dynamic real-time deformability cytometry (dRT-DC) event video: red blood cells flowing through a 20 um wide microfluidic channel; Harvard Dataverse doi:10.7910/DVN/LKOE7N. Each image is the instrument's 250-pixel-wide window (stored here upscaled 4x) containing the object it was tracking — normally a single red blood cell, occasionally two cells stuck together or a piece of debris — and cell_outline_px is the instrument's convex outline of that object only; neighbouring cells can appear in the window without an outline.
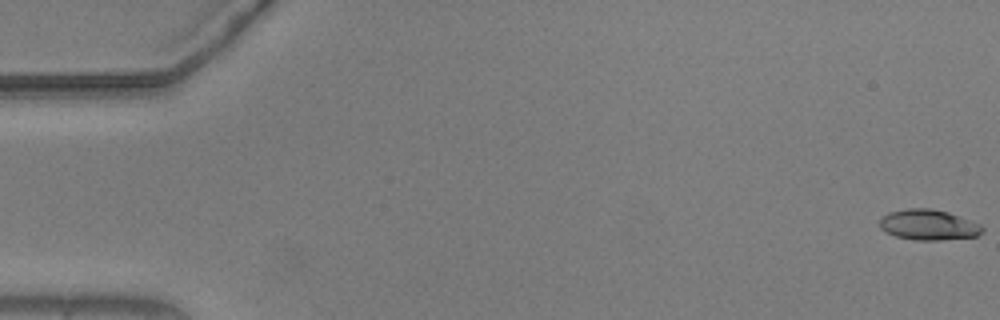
{"species": "common noctule bat (a hibernating species)", "species_latin": "Nyctalus noctula", "temperature_condition": "warm", "stored_images_in_passage": 56, "camera_frame_rate_fps": 3000, "um_per_image_px": 0.085, "animal": {"sex": "male", "body_mass_g": 20.5, "forearm_length_mm": 52.5}, "frame": {"image": 1, "passage_image": 1, "time_ms": 0.0, "image_size_px": [1000, 320], "cell_outline_px": [[984, 232], [976, 236], [940, 240], [916, 240], [896, 236], [884, 232], [880, 228], [880, 220], [888, 212], [908, 208], [932, 208], [948, 212], [980, 224], [984, 228]], "centroid_in_image_um": [78.92, 19.11], "position_along_channel_um": 6.1, "area_um2": 18.26}}
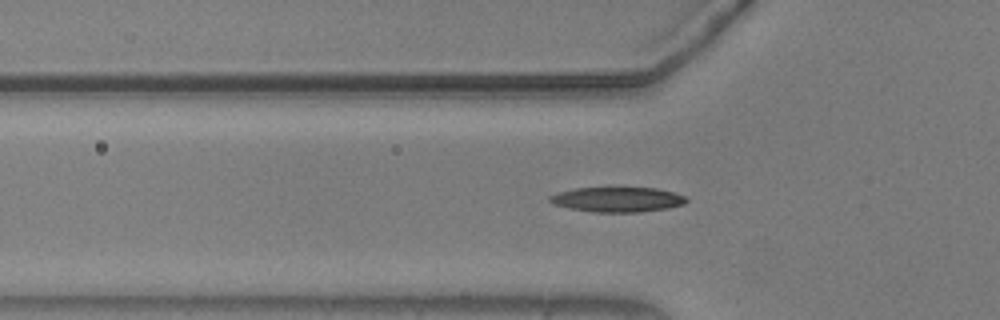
{"frame": {"image": 2, "passage_image": 19, "time_ms": 6.0, "image_size_px": [1000, 320], "cell_outline_px": [[688, 200], [684, 204], [668, 208], [640, 212], [592, 212], [568, 208], [552, 204], [548, 200], [548, 196], [556, 192], [576, 188], [656, 188], [672, 192], [684, 196]], "centroid_in_image_um": [52.42, 16.96], "position_along_channel_um": 73.4, "area_um2": 19.88}}
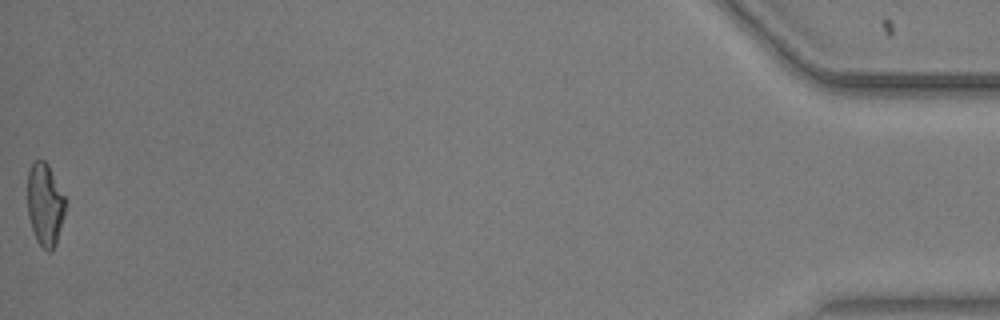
{"frame": {"image": 3, "passage_image": 56, "time_ms": 18.333, "image_size_px": [1000, 320], "cell_outline_px": [[68, 204], [56, 244], [48, 252], [36, 240], [28, 216], [28, 172], [32, 164], [36, 160], [44, 160], [48, 164]], "centroid_in_image_um": [3.84, 17.39], "position_along_channel_um": 431.4, "area_um2": 18.21}, "authors_computed_cell_mechanics": {"area_um2": 18.7561, "velocity_mm_per_s": 3.6924, "shape_relaxation_time_tau1_ms": 9.5161, "shape_relaxation_time_tau2_ms": 2.2567, "deformation_change_tau1": 0.2794, "deformation_change_tau2": 0.0953}}